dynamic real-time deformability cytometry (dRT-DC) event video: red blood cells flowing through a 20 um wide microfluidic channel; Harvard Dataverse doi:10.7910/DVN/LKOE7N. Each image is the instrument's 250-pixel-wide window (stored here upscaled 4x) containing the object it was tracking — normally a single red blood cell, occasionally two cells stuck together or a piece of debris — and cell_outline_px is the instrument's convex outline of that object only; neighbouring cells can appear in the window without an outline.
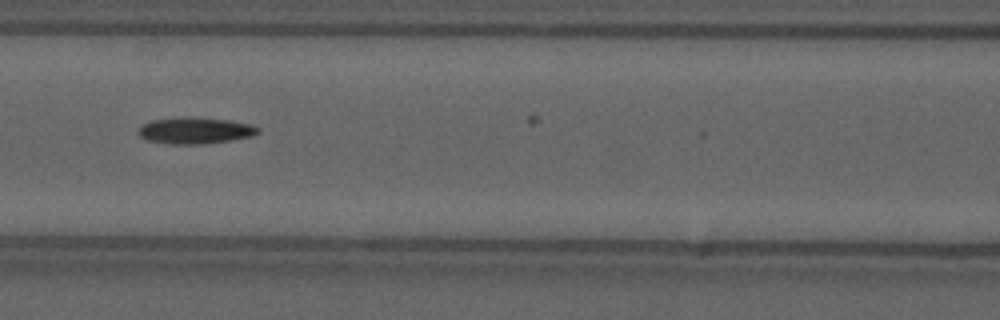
{"species": "common noctule bat (a hibernating species)", "species_latin": "Nyctalus noctula", "temperature_condition": "cold", "stored_images_in_passage": 24, "camera_frame_rate_fps": 3000, "um_per_image_px": 0.085, "animal": {"sex": "male", "forearm_length_mm": 52.5}, "frame": {"image": 1, "passage_image": 20, "time_ms": 6.333, "image_size_px": [1000, 320], "cell_outline_px": [[260, 132], [252, 136], [204, 144], [168, 144], [148, 140], [140, 136], [136, 132], [140, 124], [152, 120], [180, 116], [188, 116], [232, 120], [252, 124], [260, 128]], "centroid_in_image_um": [16.56, 11.07], "position_along_channel_um": 150.0, "area_um2": 18.84}}